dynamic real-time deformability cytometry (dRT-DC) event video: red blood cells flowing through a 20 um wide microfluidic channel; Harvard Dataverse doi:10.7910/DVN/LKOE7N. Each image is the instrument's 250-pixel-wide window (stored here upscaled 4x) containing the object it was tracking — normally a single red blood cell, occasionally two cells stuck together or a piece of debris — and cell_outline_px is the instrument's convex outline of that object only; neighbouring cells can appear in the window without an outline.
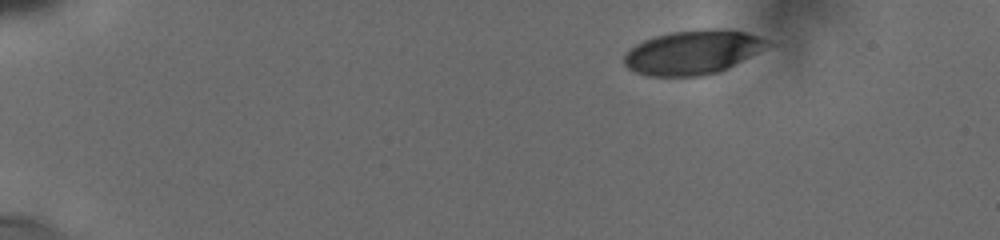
{"species": "human", "species_latin": "Homo sapiens", "temperature_condition": "cold", "stored_images_in_passage": 6, "camera_frame_rate_fps": 3000, "um_per_image_px": 0.085, "donor": {"sex": "male"}, "frame": {"image": 1, "passage_image": 1, "time_ms": 0.0, "image_size_px": [1000, 240], "cell_outline_px": [[764, 40], [756, 52], [720, 72], [704, 76], [648, 76], [636, 72], [628, 68], [624, 64], [624, 52], [636, 44], [644, 40], [656, 36], [672, 32], [704, 28], [724, 28], [744, 32], [756, 36]], "centroid_in_image_um": [58.74, 4.45], "position_along_channel_um": 26.3, "area_um2": 36.18}}
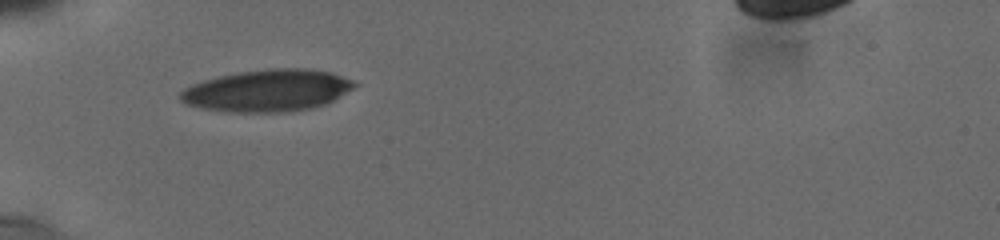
{"frame": {"image": 2, "passage_image": 5, "time_ms": 3.667, "image_size_px": [1000, 240], "cell_outline_px": [[356, 84], [352, 88], [332, 100], [324, 104], [312, 108], [288, 112], [228, 112], [204, 108], [184, 104], [180, 100], [180, 92], [184, 88], [192, 84], [204, 80], [220, 76], [240, 72], [272, 68], [304, 68], [328, 72], [352, 80]], "centroid_in_image_um": [22.68, 7.7], "position_along_channel_um": 62.3, "area_um2": 42.14}}